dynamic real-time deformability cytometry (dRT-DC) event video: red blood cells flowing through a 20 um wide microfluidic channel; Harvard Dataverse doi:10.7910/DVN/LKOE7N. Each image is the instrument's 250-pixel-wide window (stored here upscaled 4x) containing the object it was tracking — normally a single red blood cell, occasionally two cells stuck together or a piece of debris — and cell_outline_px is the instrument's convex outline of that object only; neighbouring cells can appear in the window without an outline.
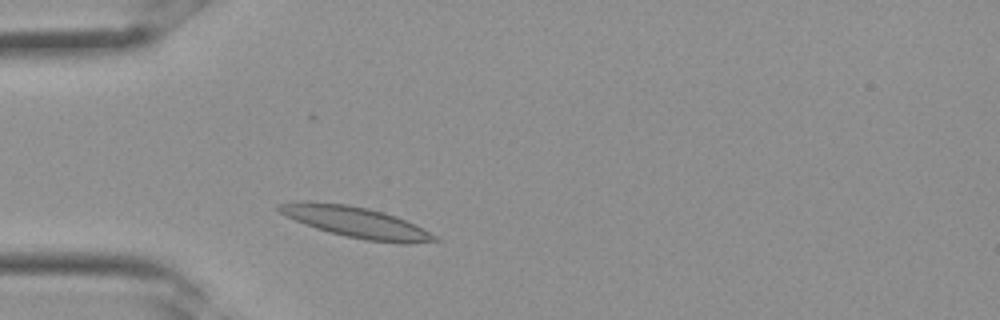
{"species": "Egyptian fruit bat (a non-hibernating species)", "species_latin": "Rousettus aegyptiacus", "temperature_condition": "room temperature", "stored_images_in_passage": 10, "camera_frame_rate_fps": 3000, "um_per_image_px": 0.085, "frame": {"image": 1, "passage_image": 4, "time_ms": 1.0, "image_size_px": [1000, 320], "cell_outline_px": [[440, 240], [408, 244], [404, 244], [368, 240], [344, 236], [328, 232], [316, 228], [296, 220], [280, 212], [276, 208], [280, 204], [296, 200], [308, 200], [348, 204], [368, 208], [384, 212], [396, 216], [436, 236]], "centroid_in_image_um": [30.21, 18.86], "position_along_channel_um": 54.8, "area_um2": 27.8}}
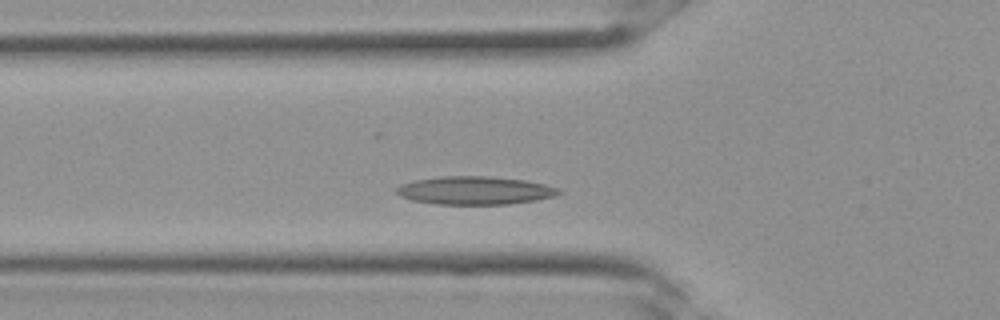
{"frame": {"image": 2, "passage_image": 6, "time_ms": 1.667, "image_size_px": [1000, 320], "cell_outline_px": [[564, 192], [552, 196], [536, 200], [508, 204], [436, 204], [412, 200], [400, 196], [396, 192], [396, 188], [400, 184], [416, 180], [440, 176], [488, 176], [524, 180], [544, 184], [560, 188]], "centroid_in_image_um": [40.36, 16.18], "position_along_channel_um": 85.4, "area_um2": 26.59}}
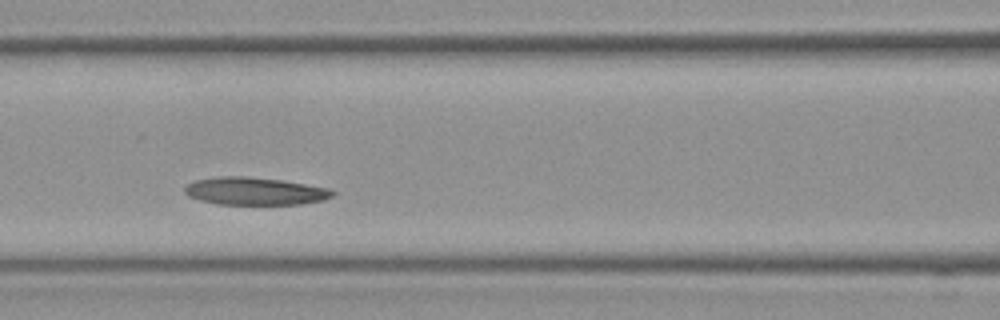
{"frame": {"image": 3, "passage_image": 9, "time_ms": 2.667, "image_size_px": [1000, 320], "cell_outline_px": [[336, 192], [332, 196], [324, 200], [300, 204], [216, 204], [200, 200], [188, 196], [184, 192], [184, 188], [188, 184], [196, 180], [216, 176], [248, 176], [280, 180], [328, 188]], "centroid_in_image_um": [21.63, 16.24], "position_along_channel_um": 145.0, "area_um2": 23.76}}